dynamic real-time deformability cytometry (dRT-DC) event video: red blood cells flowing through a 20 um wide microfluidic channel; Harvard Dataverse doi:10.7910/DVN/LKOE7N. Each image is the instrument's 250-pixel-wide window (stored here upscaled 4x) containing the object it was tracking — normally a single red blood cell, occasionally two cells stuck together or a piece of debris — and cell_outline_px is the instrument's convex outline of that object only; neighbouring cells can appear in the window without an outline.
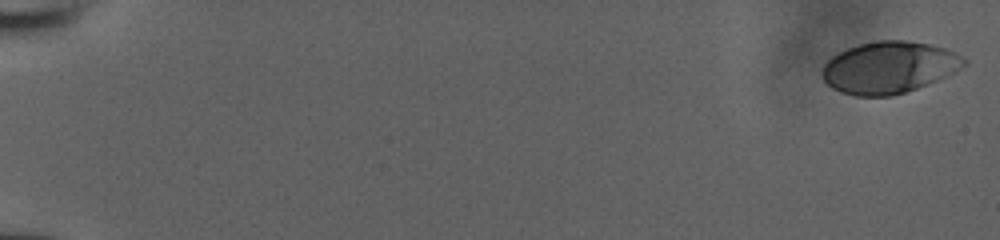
{"species": "human", "species_latin": "Homo sapiens", "temperature_condition": "room temperature", "stored_images_in_passage": 53, "camera_frame_rate_fps": 3000, "um_per_image_px": 0.085, "donor": {"sex": "male"}, "frame": {"image": 1, "passage_image": 1, "time_ms": 0.0, "image_size_px": [1000, 240], "cell_outline_px": [[968, 64], [928, 84], [892, 96], [856, 96], [840, 92], [832, 88], [824, 80], [824, 64], [832, 56], [848, 48], [860, 44], [876, 40], [904, 40], [928, 44], [944, 48], [964, 56], [968, 60]], "centroid_in_image_um": [75.58, 5.73], "position_along_channel_um": 9.4, "area_um2": 42.48}}
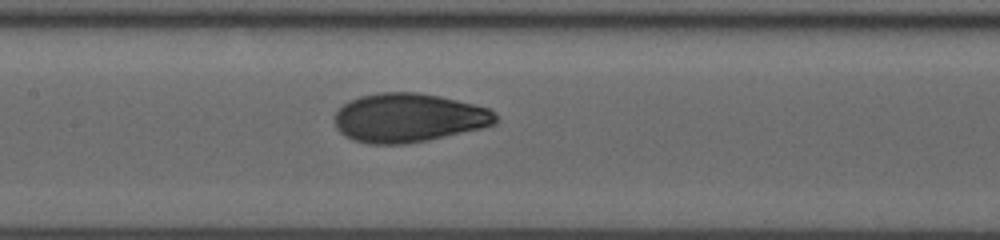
{"frame": {"image": 2, "passage_image": 28, "time_ms": 9.0, "image_size_px": [1000, 240], "cell_outline_px": [[500, 120], [496, 124], [480, 128], [428, 140], [404, 144], [368, 144], [352, 140], [344, 136], [336, 128], [336, 112], [348, 100], [360, 96], [380, 92], [420, 92], [440, 96], [488, 108], [496, 112]], "centroid_in_image_um": [34.73, 10.01], "position_along_channel_um": 172.7, "area_um2": 46.01}}
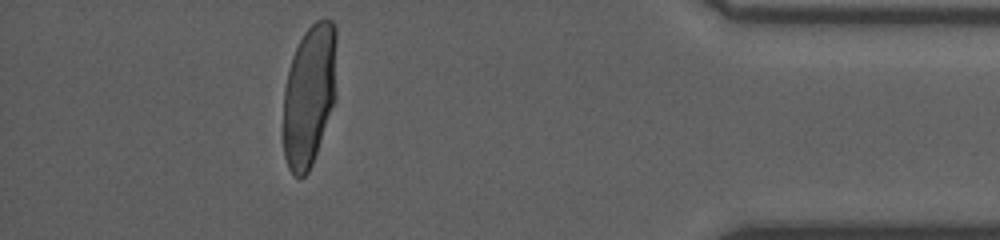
{"frame": {"image": 3, "passage_image": 48, "time_ms": 15.667, "image_size_px": [1000, 240], "cell_outline_px": [[336, 100], [312, 164], [308, 172], [300, 180], [292, 176], [288, 168], [284, 156], [284, 88], [288, 68], [292, 56], [304, 32], [316, 20], [324, 16], [332, 20], [336, 28]], "centroid_in_image_um": [26.3, 8.09], "position_along_channel_um": 408.9, "area_um2": 44.97}}